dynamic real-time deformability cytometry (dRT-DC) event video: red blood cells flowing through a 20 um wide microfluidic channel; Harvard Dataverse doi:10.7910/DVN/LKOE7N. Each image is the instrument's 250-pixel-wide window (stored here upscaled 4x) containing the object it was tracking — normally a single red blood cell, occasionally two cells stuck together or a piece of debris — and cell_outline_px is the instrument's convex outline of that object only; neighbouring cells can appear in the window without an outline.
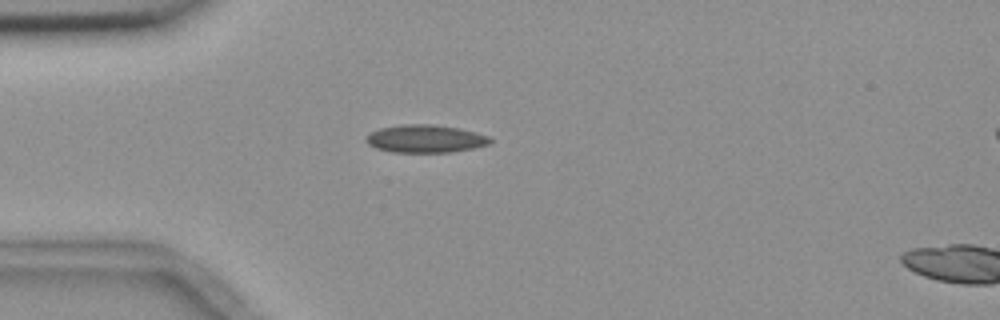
{"species": "common noctule bat (a hibernating species)", "species_latin": "Nyctalus noctula", "temperature_condition": "room temperature", "stored_images_in_passage": 2, "segment_of_instrument_passage": [1, 2], "camera_frame_rate_fps": 3000, "um_per_image_px": 0.085, "animal": {"sex": "female", "body_mass_g": 18.4}, "frame": {"image": 1, "passage_image": 1, "time_ms": 0.0, "image_size_px": [1000, 320], "cell_outline_px": [[492, 140], [488, 144], [472, 148], [452, 152], [392, 152], [376, 148], [368, 144], [364, 140], [372, 132], [380, 128], [404, 124], [432, 124], [460, 128], [476, 132], [488, 136]], "centroid_in_image_um": [36.15, 11.79], "position_along_channel_um": 48.8, "area_um2": 20.0}}